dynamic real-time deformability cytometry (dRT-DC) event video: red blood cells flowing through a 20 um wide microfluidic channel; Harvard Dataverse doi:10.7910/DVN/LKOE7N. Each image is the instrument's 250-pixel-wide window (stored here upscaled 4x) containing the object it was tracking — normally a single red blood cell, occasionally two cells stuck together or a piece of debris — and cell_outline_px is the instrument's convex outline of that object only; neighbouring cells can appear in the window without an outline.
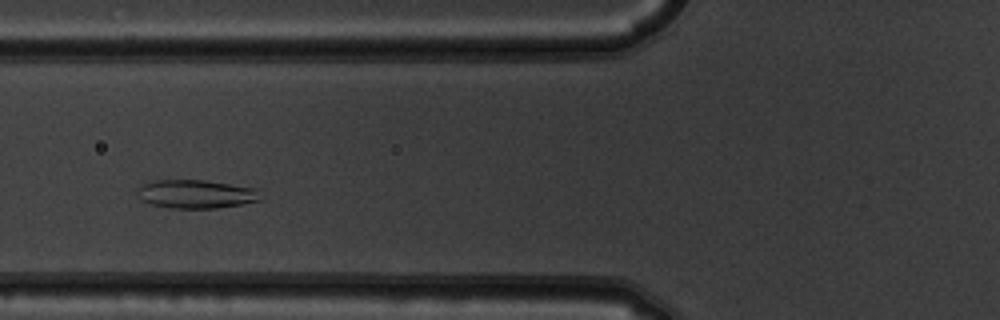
{"species": "common noctule bat (a hibernating species)", "species_latin": "Nyctalus noctula", "temperature_condition": "warm", "stored_images_in_passage": 8, "camera_frame_rate_fps": 3000, "um_per_image_px": 0.085, "animal": {"sex": "male", "body_mass_g": 19.5, "forearm_length_mm": 54.6}, "frame": {"image": 1, "passage_image": 4, "time_ms": 1.0, "image_size_px": [1000, 320], "cell_outline_px": [[264, 200], [216, 208], [172, 208], [152, 204], [140, 200], [136, 192], [144, 184], [152, 180], [204, 180], [260, 188]], "centroid_in_image_um": [16.74, 16.49], "position_along_channel_um": 109.1, "area_um2": 20.75}}
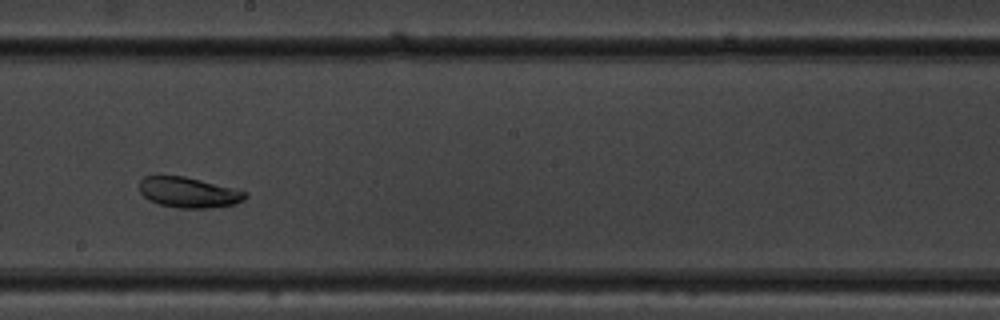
{"frame": {"image": 2, "passage_image": 7, "time_ms": 2.0, "image_size_px": [1000, 320], "cell_outline_px": [[248, 196], [244, 200], [236, 204], [208, 208], [180, 208], [160, 204], [148, 200], [140, 192], [140, 180], [144, 176], [184, 176], [248, 192]], "centroid_in_image_um": [16.04, 16.36], "position_along_channel_um": 232.2, "area_um2": 18.67}}